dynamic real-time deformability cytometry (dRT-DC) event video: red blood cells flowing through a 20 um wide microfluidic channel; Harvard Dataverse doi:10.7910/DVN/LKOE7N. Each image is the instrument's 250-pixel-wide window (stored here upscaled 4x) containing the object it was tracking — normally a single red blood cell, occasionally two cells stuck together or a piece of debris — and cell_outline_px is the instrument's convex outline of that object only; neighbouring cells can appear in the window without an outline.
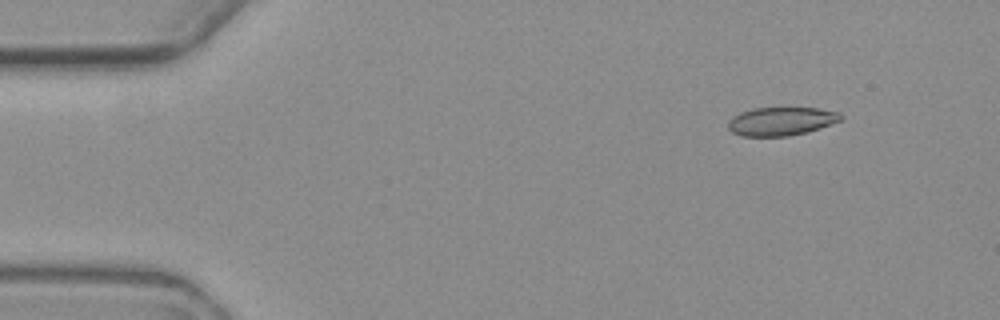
{"species": "common noctule bat (a hibernating species)", "species_latin": "Nyctalus noctula", "temperature_condition": "warm", "stored_images_in_passage": 5, "camera_frame_rate_fps": 3000, "um_per_image_px": 0.085, "animal": {"sex": "female", "body_mass_g": 19.3, "forearm_length_mm": 54.1}, "frame": {"image": 1, "passage_image": 2, "time_ms": 1.333, "image_size_px": [1000, 320], "cell_outline_px": [[844, 116], [840, 120], [808, 132], [788, 136], [740, 136], [732, 132], [728, 128], [728, 120], [732, 116], [740, 112], [752, 108], [816, 108], [840, 112]], "centroid_in_image_um": [66.37, 10.31], "position_along_channel_um": 18.6, "area_um2": 18.73}}
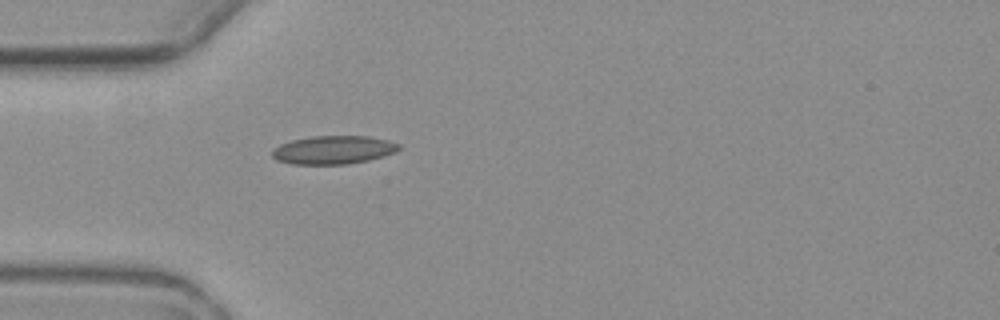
{"frame": {"image": 2, "passage_image": 5, "time_ms": 5.0, "image_size_px": [1000, 320], "cell_outline_px": [[400, 148], [396, 152], [368, 160], [344, 164], [292, 164], [276, 160], [272, 156], [272, 148], [280, 144], [292, 140], [312, 136], [368, 136], [388, 140], [400, 144]], "centroid_in_image_um": [28.32, 12.73], "position_along_channel_um": 56.7, "area_um2": 20.92}}